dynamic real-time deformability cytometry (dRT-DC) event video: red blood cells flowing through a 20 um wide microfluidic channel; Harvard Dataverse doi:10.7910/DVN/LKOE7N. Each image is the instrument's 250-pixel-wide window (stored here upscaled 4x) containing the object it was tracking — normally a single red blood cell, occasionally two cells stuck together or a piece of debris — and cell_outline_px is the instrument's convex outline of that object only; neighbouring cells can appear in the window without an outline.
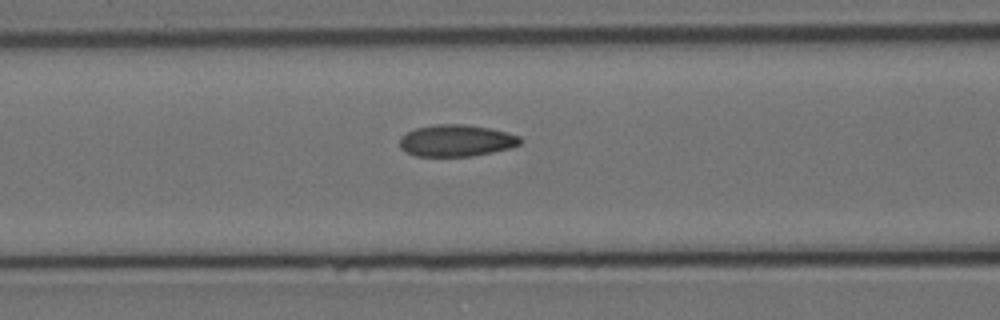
{"species": "Egyptian fruit bat (a non-hibernating species)", "species_latin": "Rousettus aegyptiacus", "temperature_condition": "cold", "stored_images_in_passage": 3, "camera_frame_rate_fps": 3000, "um_per_image_px": 0.085, "animal": {"sex": "female"}, "frame": {"image": 1, "passage_image": 3, "time_ms": 0.667, "image_size_px": [1000, 320], "cell_outline_px": [[520, 144], [508, 148], [492, 152], [472, 156], [416, 156], [400, 148], [400, 136], [416, 128], [436, 124], [464, 124], [488, 128], [508, 132], [520, 136]], "centroid_in_image_um": [38.77, 11.95], "position_along_channel_um": 127.8, "area_um2": 22.14}}